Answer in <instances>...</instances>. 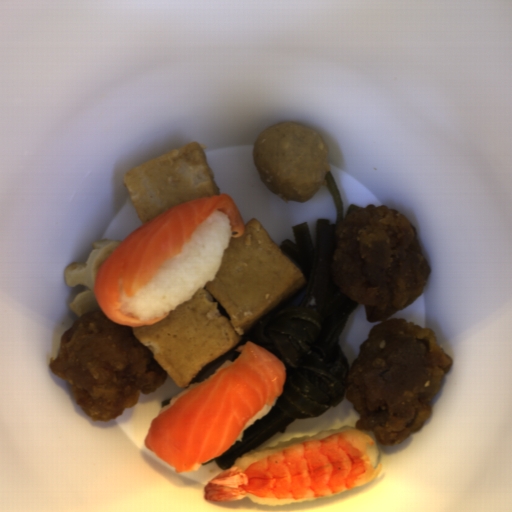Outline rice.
<instances>
[{
	"label": "rice",
	"mask_w": 512,
	"mask_h": 512,
	"mask_svg": "<svg viewBox=\"0 0 512 512\" xmlns=\"http://www.w3.org/2000/svg\"><path fill=\"white\" fill-rule=\"evenodd\" d=\"M231 239L232 230L227 214L214 209L183 250L164 262L146 286L133 297H128L123 288L120 289L123 315L132 313L150 321L193 299L207 282L215 280Z\"/></svg>",
	"instance_id": "1"
},
{
	"label": "rice",
	"mask_w": 512,
	"mask_h": 512,
	"mask_svg": "<svg viewBox=\"0 0 512 512\" xmlns=\"http://www.w3.org/2000/svg\"><path fill=\"white\" fill-rule=\"evenodd\" d=\"M277 399L278 397L275 398V400L272 402L271 405H268V406H264L262 408V410L257 413L256 415H254L250 421L244 426L243 430L241 431L240 435L238 436L236 442H241L243 436H244V430L246 428H248L250 425L254 424L256 420H261L265 415H267L273 408V406L275 405V403L277 402Z\"/></svg>",
	"instance_id": "6"
},
{
	"label": "rice",
	"mask_w": 512,
	"mask_h": 512,
	"mask_svg": "<svg viewBox=\"0 0 512 512\" xmlns=\"http://www.w3.org/2000/svg\"><path fill=\"white\" fill-rule=\"evenodd\" d=\"M328 496L307 498V499H267V498L257 497L255 495H252L249 493L245 497L251 499L254 504L270 505L271 506V505H282V504L295 503V502H306V501L324 498V497H328Z\"/></svg>",
	"instance_id": "4"
},
{
	"label": "rice",
	"mask_w": 512,
	"mask_h": 512,
	"mask_svg": "<svg viewBox=\"0 0 512 512\" xmlns=\"http://www.w3.org/2000/svg\"><path fill=\"white\" fill-rule=\"evenodd\" d=\"M367 434L372 440L373 445H366V454L369 458L372 468H377L378 460H379V444L372 431L360 430Z\"/></svg>",
	"instance_id": "5"
},
{
	"label": "rice",
	"mask_w": 512,
	"mask_h": 512,
	"mask_svg": "<svg viewBox=\"0 0 512 512\" xmlns=\"http://www.w3.org/2000/svg\"><path fill=\"white\" fill-rule=\"evenodd\" d=\"M232 363H234L233 361H230V360H225L212 374H210L209 376H207L206 378L202 379L201 381L199 382H193L188 388H185L184 390H182L181 392L177 393L176 395H174L170 402L168 404H166L164 407H162L159 412H158V415H160L161 413H163L164 411H166L169 407H171L175 401L180 398L181 396H183L184 394L188 393L189 391H191L192 389H194L195 387H197L198 385H200L201 383H203L204 381H206L207 379H209L210 377H212L213 375H215L217 372H219L221 369H224L226 367H229Z\"/></svg>",
	"instance_id": "3"
},
{
	"label": "rice",
	"mask_w": 512,
	"mask_h": 512,
	"mask_svg": "<svg viewBox=\"0 0 512 512\" xmlns=\"http://www.w3.org/2000/svg\"><path fill=\"white\" fill-rule=\"evenodd\" d=\"M352 429H355V428L348 426V425H344V426H340L339 428H335V429L321 430L318 433L314 434L313 436H310V435L295 436L293 438H290L289 440H282L280 442H277L272 447H265L262 449L246 451L245 453L240 455L234 461V463L231 467L239 466L240 468H242L245 471L246 467L249 466L250 464H252L268 455H271V454H273V453H275L293 443L302 442V441H306V440H320V439L325 438V437H327L331 434H334L336 432L349 431Z\"/></svg>",
	"instance_id": "2"
}]
</instances>
